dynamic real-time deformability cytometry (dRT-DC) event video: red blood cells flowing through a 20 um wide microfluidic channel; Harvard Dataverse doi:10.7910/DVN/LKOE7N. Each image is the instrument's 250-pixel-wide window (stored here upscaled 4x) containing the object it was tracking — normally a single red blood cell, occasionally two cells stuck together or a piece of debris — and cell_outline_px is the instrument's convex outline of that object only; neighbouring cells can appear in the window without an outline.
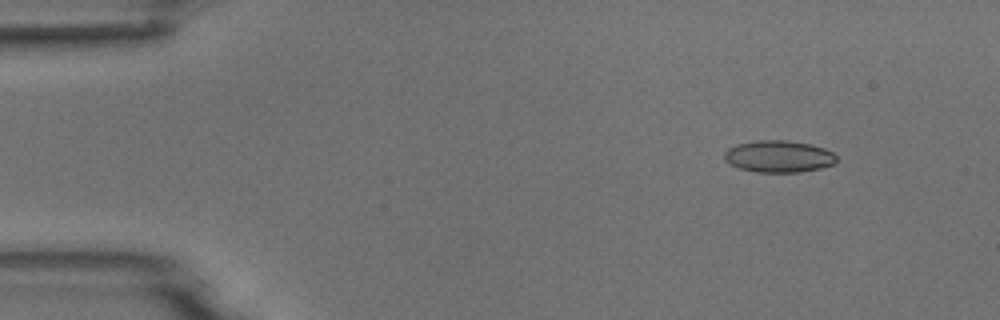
{"species": "common noctule bat (a hibernating species)", "species_latin": "Nyctalus noctula", "temperature_condition": "room temperature", "stored_images_in_passage": 25, "camera_frame_rate_fps": 3000, "um_per_image_px": 0.085, "animal": {"sex": "male", "body_mass_g": 18.8}, "frame": {"image": 1, "passage_image": 2, "time_ms": 0.333, "image_size_px": [1000, 320], "cell_outline_px": [[836, 164], [820, 168], [800, 172], [756, 172], [740, 168], [728, 164], [724, 160], [724, 152], [728, 148], [736, 144], [756, 140], [788, 140], [808, 144], [824, 148], [832, 152], [836, 156]], "centroid_in_image_um": [66.16, 13.29], "position_along_channel_um": 18.8, "area_um2": 20.98}}
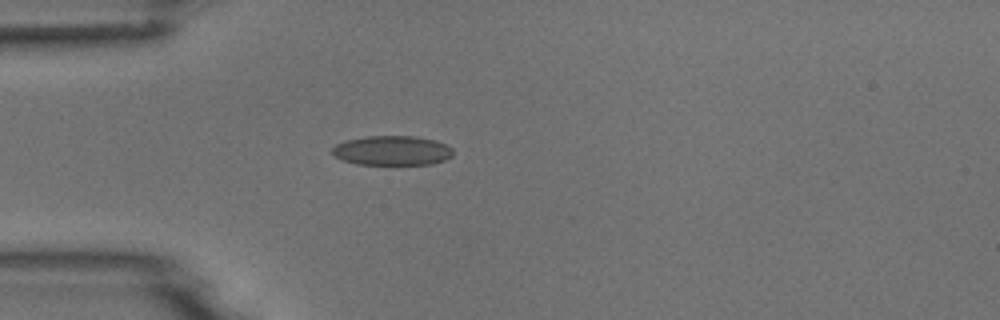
{"frame": {"image": 2, "passage_image": 11, "time_ms": 3.333, "image_size_px": [1000, 320], "cell_outline_px": [[452, 156], [444, 160], [432, 164], [356, 164], [344, 160], [336, 156], [332, 152], [332, 148], [336, 144], [344, 140], [368, 136], [416, 136], [436, 140], [452, 148]], "centroid_in_image_um": [33.33, 12.79], "position_along_channel_um": 51.7, "area_um2": 20.75}}
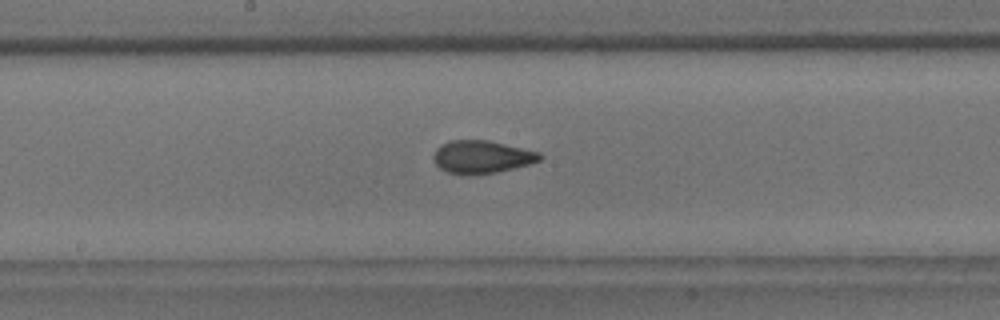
{"frame": {"image": 3, "passage_image": 24, "time_ms": 7.667, "image_size_px": [1000, 320], "cell_outline_px": [[544, 156], [540, 160], [528, 164], [496, 172], [448, 172], [440, 168], [432, 160], [432, 156], [436, 148], [440, 144], [452, 140], [488, 140], [540, 152]], "centroid_in_image_um": [40.94, 13.29], "position_along_channel_um": 207.3, "area_um2": 19.77}}